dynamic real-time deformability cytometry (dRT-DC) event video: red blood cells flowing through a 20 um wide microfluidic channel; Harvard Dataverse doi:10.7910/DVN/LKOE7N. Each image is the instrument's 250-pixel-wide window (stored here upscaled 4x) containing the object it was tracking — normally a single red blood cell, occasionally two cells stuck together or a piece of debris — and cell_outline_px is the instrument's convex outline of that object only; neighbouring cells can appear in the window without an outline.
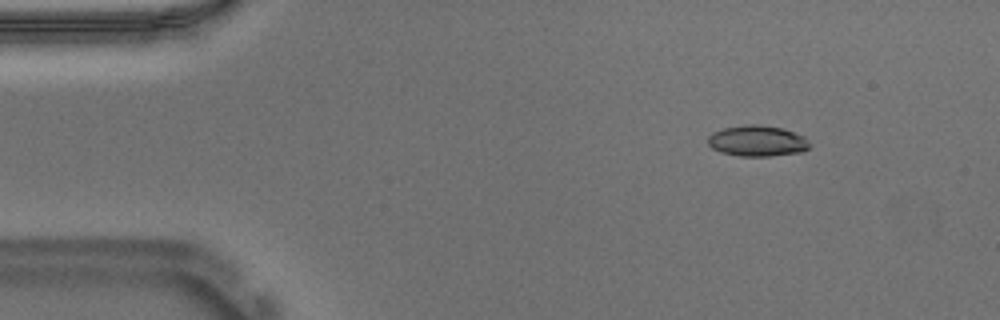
{"species": "Egyptian fruit bat (a non-hibernating species)", "species_latin": "Rousettus aegyptiacus", "temperature_condition": "warm", "stored_images_in_passage": 48, "camera_frame_rate_fps": 3000, "um_per_image_px": 0.085, "animal": {"sex": "male"}, "frame": {"image": 1, "passage_image": 1, "time_ms": 0.0, "image_size_px": [1000, 320], "cell_outline_px": [[808, 148], [804, 152], [772, 156], [740, 156], [720, 152], [712, 148], [708, 144], [708, 136], [712, 132], [724, 128], [748, 124], [756, 124], [784, 128], [804, 136], [808, 140]], "centroid_in_image_um": [64.37, 11.98], "position_along_channel_um": 20.6, "area_um2": 18.44}}
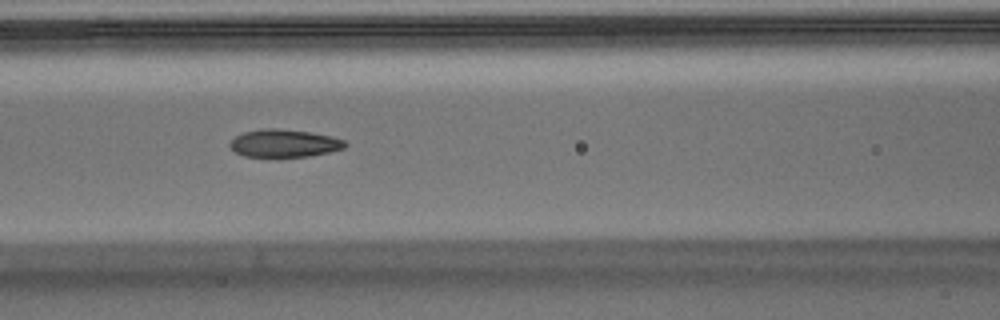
{"frame": {"image": 2, "passage_image": 17, "time_ms": 5.333, "image_size_px": [1000, 320], "cell_outline_px": [[348, 144], [344, 148], [328, 152], [308, 156], [244, 156], [236, 152], [228, 144], [236, 136], [244, 132], [260, 128], [276, 128], [308, 132], [332, 136], [344, 140]], "centroid_in_image_um": [24.16, 12.16], "position_along_channel_um": 142.4, "area_um2": 18.38}}
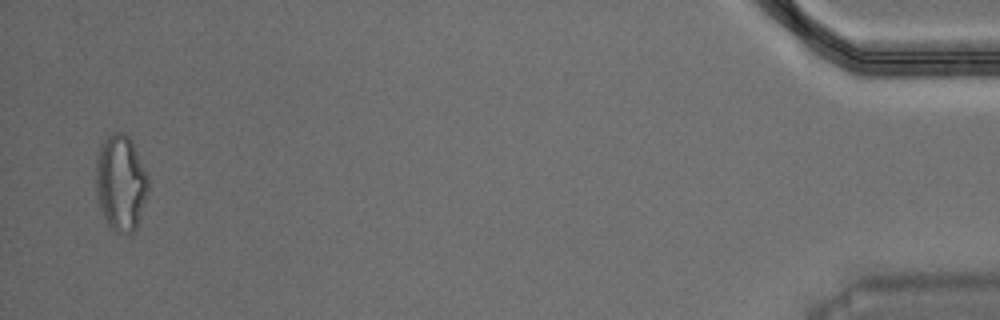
{"frame": {"image": 3, "passage_image": 47, "time_ms": 15.333, "image_size_px": [1000, 320], "cell_outline_px": [[148, 192], [136, 232], [112, 232], [96, 200], [96, 156], [100, 144], [112, 132], [120, 132], [128, 136], [132, 140], [148, 176]], "centroid_in_image_um": [10.26, 15.55], "position_along_channel_um": 424.9, "area_um2": 29.65}, "authors_computed_cell_mechanics": {"area_um2": 19.1607, "velocity_mm_per_s": 3.7066, "shape_relaxation_time_tau1_ms": 6.5029, "shape_relaxation_time_tau2_ms": 1.5778, "deformation_change_tau1": 0.1873, "deformation_change_tau2": 0.0855}}